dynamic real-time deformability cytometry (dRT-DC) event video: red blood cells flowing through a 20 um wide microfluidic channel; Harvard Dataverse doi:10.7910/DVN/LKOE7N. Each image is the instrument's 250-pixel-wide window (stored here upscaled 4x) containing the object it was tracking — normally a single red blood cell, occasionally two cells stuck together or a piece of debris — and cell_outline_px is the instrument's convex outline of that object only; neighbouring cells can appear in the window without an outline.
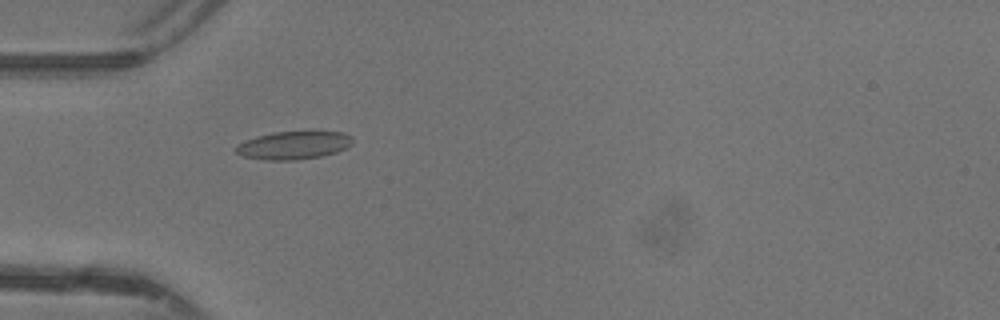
{"species": "common noctule bat (a hibernating species)", "species_latin": "Nyctalus noctula", "temperature_condition": "warm", "stored_images_in_passage": 25, "camera_frame_rate_fps": 3000, "um_per_image_px": 0.085, "animal": {"sex": "female"}, "frame": {"image": 1, "passage_image": 2, "time_ms": 0.333, "image_size_px": [1000, 320], "cell_outline_px": [[352, 144], [336, 152], [324, 156], [296, 160], [264, 160], [240, 156], [236, 152], [236, 144], [244, 140], [256, 136], [272, 132], [344, 132], [352, 136]], "centroid_in_image_um": [24.92, 12.35], "position_along_channel_um": 60.1, "area_um2": 19.19}}
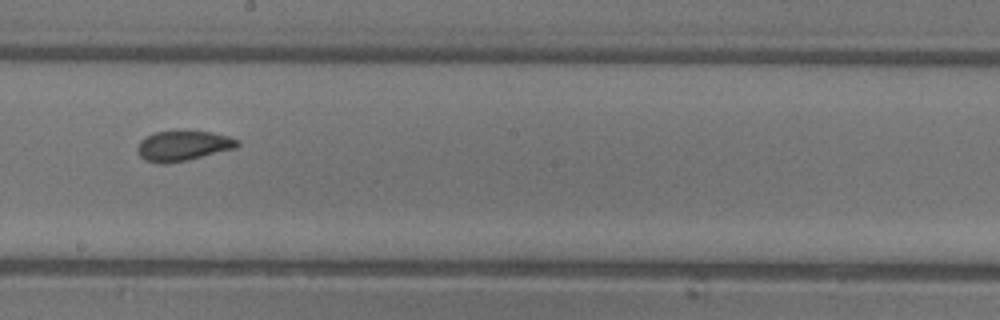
{"frame": {"image": 2, "passage_image": 14, "time_ms": 4.333, "image_size_px": [1000, 320], "cell_outline_px": [[240, 144], [236, 148], [188, 160], [168, 164], [160, 164], [144, 160], [140, 156], [136, 148], [140, 140], [156, 132], [184, 128], [212, 132], [228, 136], [240, 140]], "centroid_in_image_um": [15.57, 12.36], "position_along_channel_um": 232.6, "area_um2": 18.26}}
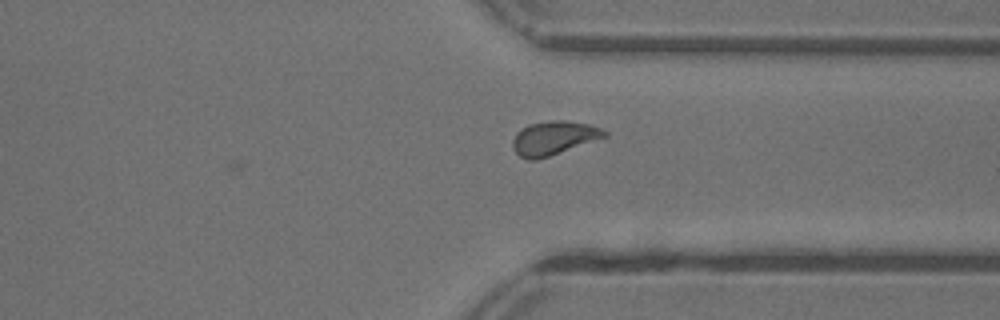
{"frame": {"image": 3, "passage_image": 23, "time_ms": 7.333, "image_size_px": [1000, 320], "cell_outline_px": [[608, 136], [536, 160], [528, 160], [520, 156], [512, 148], [512, 140], [516, 132], [528, 124], [548, 120], [564, 120], [588, 124], [600, 128], [608, 132]], "centroid_in_image_um": [47.04, 11.72], "position_along_channel_um": 364.4, "area_um2": 18.03}, "authors_computed_cell_mechanics": {"area_um2": 17.5712, "velocity_mm_per_s": 4.3966, "shape_relaxation_time_tau1_ms": 2.9838, "shape_relaxation_time_tau2_ms": 1.0073, "deformation_change_tau1": 0.1264, "deformation_change_tau2": 0.0672}}